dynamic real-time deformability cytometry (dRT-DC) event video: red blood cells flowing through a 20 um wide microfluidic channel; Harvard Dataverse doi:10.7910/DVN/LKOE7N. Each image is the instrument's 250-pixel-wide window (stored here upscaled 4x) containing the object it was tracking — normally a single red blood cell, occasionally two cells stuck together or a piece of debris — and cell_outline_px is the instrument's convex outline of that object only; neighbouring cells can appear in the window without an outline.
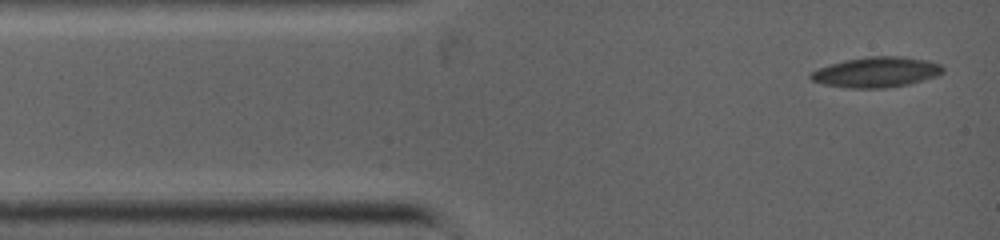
{"species": "common noctule bat (a hibernating species)", "species_latin": "Nyctalus noctula", "temperature_condition": "warm", "stored_images_in_passage": 41, "camera_frame_rate_fps": 5000, "um_per_image_px": 0.085, "animal": {"sex": "female", "body_mass_g": 19.0, "forearm_length_mm": 53.3}, "frame": {"image": 1, "passage_image": 1, "time_ms": 0.0, "image_size_px": [1000, 240], "cell_outline_px": [[944, 72], [936, 76], [908, 84], [884, 88], [852, 88], [824, 84], [812, 80], [808, 76], [812, 72], [820, 68], [832, 64], [848, 60], [868, 56], [900, 56], [928, 60], [940, 64], [944, 68]], "centroid_in_image_um": [74.53, 6.13], "position_along_channel_um": 10.5, "area_um2": 23.06}}
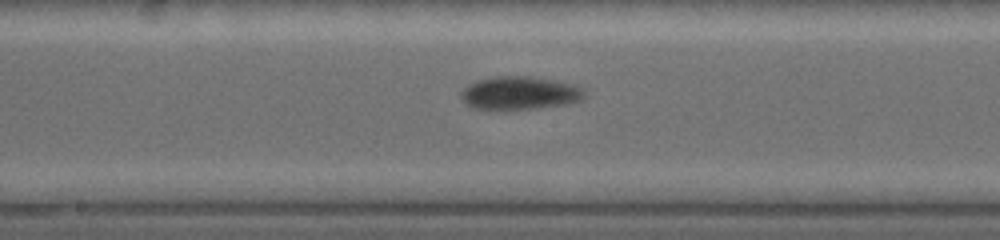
{"frame": {"image": 2, "passage_image": 18, "time_ms": 5.2, "image_size_px": [1000, 240], "cell_outline_px": [[588, 96], [580, 100], [568, 104], [536, 108], [500, 112], [476, 108], [468, 104], [460, 96], [460, 92], [468, 84], [480, 80], [496, 76], [532, 76], [572, 84], [584, 88]], "centroid_in_image_um": [44.2, 7.94], "position_along_channel_um": 204.0, "area_um2": 24.39}}
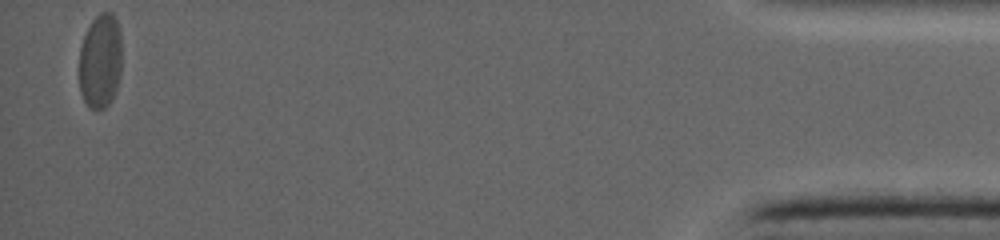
{"frame": {"image": 3, "passage_image": 41, "time_ms": 12.4, "image_size_px": [1000, 240], "cell_outline_px": [[120, 76], [116, 88], [108, 104], [104, 108], [88, 108], [80, 92], [80, 48], [84, 36], [92, 20], [100, 12], [112, 12], [116, 20], [120, 32]], "centroid_in_image_um": [8.52, 5.17], "position_along_channel_um": 426.7, "area_um2": 23.24}}